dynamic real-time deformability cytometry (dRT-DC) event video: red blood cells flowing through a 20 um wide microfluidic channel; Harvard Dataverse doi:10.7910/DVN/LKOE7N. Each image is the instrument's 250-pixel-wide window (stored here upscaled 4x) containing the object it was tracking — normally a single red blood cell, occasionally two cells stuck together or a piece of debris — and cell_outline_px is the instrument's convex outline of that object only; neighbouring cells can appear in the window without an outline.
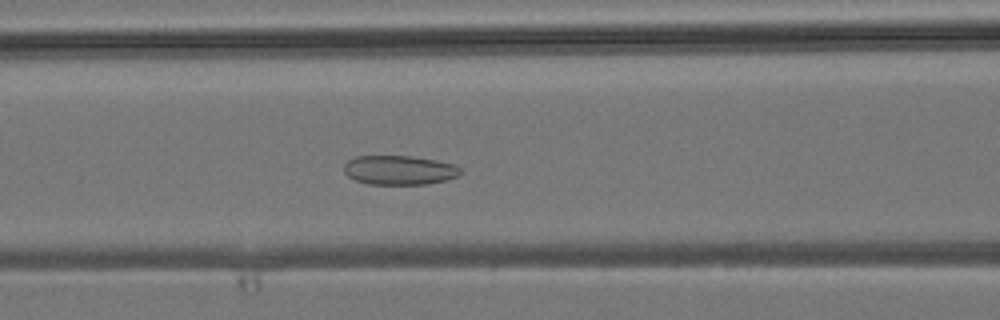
{"species": "common noctule bat (a hibernating species)", "species_latin": "Nyctalus noctula", "temperature_condition": "room temperature", "stored_images_in_passage": 44, "camera_frame_rate_fps": 3000, "um_per_image_px": 0.085, "animal": {"sex": "male", "body_mass_g": 19.2, "forearm_length_mm": 51.8}, "frame": {"image": 1, "passage_image": 18, "time_ms": 5.667, "image_size_px": [1000, 320], "cell_outline_px": [[460, 172], [456, 176], [444, 180], [428, 184], [368, 184], [356, 180], [348, 176], [344, 172], [344, 164], [348, 160], [356, 156], [408, 156], [436, 160], [452, 164], [460, 168]], "centroid_in_image_um": [33.89, 14.46], "position_along_channel_um": 132.7, "area_um2": 19.65}}
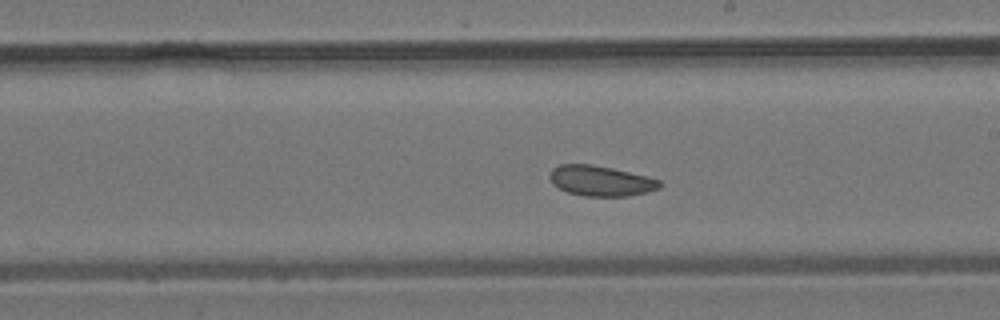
{"frame": {"image": 2, "passage_image": 25, "time_ms": 8.0, "image_size_px": [1000, 320], "cell_outline_px": [[664, 184], [660, 188], [628, 196], [584, 196], [568, 192], [552, 184], [548, 176], [552, 168], [560, 164], [592, 164], [612, 168], [648, 176], [660, 180]], "centroid_in_image_um": [51.06, 15.36], "position_along_channel_um": 237.9, "area_um2": 19.54}}
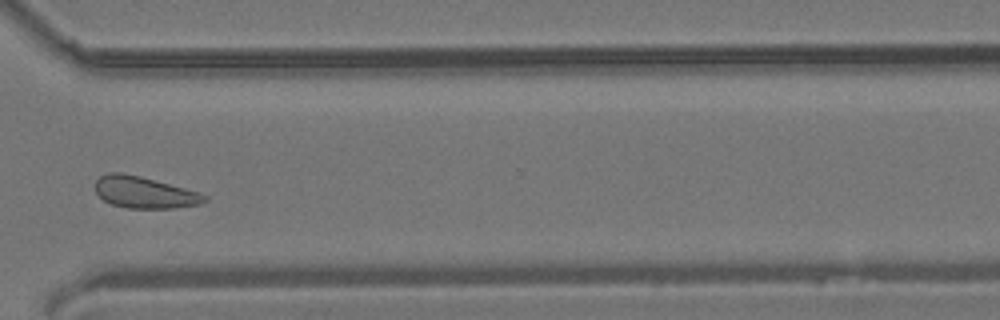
{"frame": {"image": 3, "passage_image": 33, "time_ms": 10.667, "image_size_px": [1000, 320], "cell_outline_px": [[208, 200], [200, 204], [172, 208], [128, 208], [112, 204], [104, 200], [96, 192], [96, 180], [100, 176], [108, 172], [120, 172], [140, 176], [200, 192], [208, 196]], "centroid_in_image_um": [12.29, 16.35], "position_along_channel_um": 358.3, "area_um2": 20.06}}